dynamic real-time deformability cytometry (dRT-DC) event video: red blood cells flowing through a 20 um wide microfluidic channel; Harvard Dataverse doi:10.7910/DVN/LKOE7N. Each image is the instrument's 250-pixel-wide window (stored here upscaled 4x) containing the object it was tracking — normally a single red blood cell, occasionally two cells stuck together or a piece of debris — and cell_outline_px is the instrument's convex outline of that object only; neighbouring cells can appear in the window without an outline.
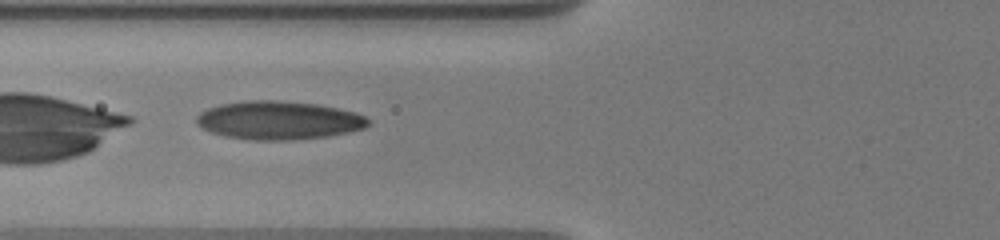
{"species": "human", "species_latin": "Homo sapiens", "temperature_condition": "warm", "stored_images_in_passage": 27, "camera_frame_rate_fps": 3000, "um_per_image_px": 0.085, "donor": {"sex": "male"}, "frame": {"image": 1, "passage_image": 4, "time_ms": 1.667, "image_size_px": [1000, 240], "cell_outline_px": [[368, 124], [364, 128], [348, 132], [328, 136], [288, 140], [256, 140], [228, 136], [212, 132], [196, 124], [196, 116], [200, 112], [208, 108], [220, 104], [244, 100], [276, 100], [316, 104], [356, 112], [364, 116], [368, 120]], "centroid_in_image_um": [23.67, 10.21], "position_along_channel_um": 102.1, "area_um2": 38.15}}
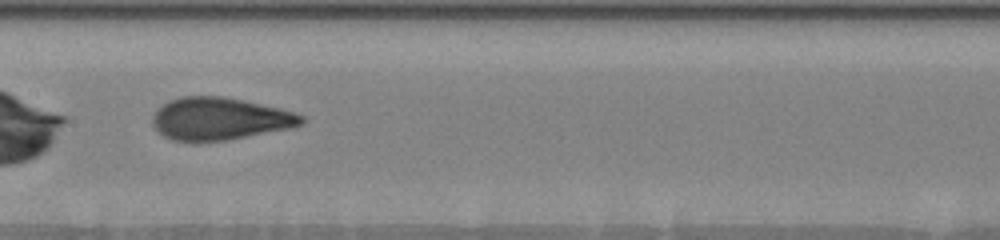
{"frame": {"image": 2, "passage_image": 9, "time_ms": 4.0, "image_size_px": [1000, 240], "cell_outline_px": [[304, 124], [288, 128], [224, 140], [172, 140], [164, 136], [152, 124], [152, 116], [168, 100], [180, 96], [220, 96], [280, 108], [296, 112], [304, 116]], "centroid_in_image_um": [18.68, 10.07], "position_along_channel_um": 188.7, "area_um2": 36.13}, "authors_computed_cell_mechanics": {"area_um2": 36.2406, "velocity_mm_per_s": 3.6961, "shape_relaxation_time_tau1_ms": 5.9155, "shape_relaxation_time_tau2_ms": null, "deformation_change_tau1": 0.2232, "deformation_change_tau2": null}}